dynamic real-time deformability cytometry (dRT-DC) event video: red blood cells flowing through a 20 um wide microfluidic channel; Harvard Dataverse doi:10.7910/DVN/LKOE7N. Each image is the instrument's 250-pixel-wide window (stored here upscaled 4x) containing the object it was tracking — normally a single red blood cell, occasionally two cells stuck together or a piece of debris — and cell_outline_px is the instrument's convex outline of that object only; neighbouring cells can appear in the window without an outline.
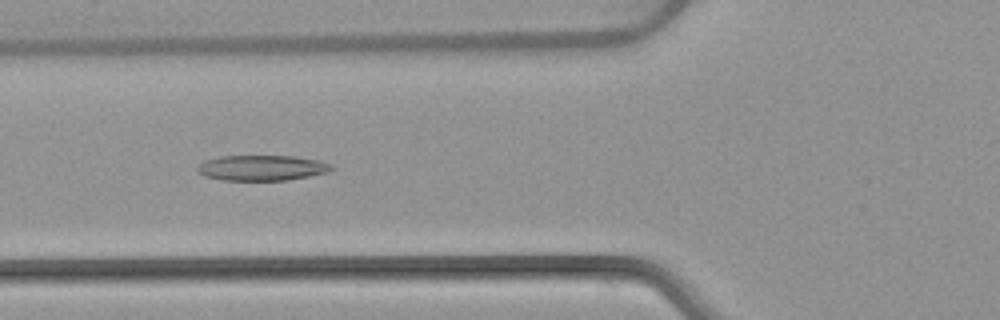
{"species": "common noctule bat (a hibernating species)", "species_latin": "Nyctalus noctula", "temperature_condition": "warm", "stored_images_in_passage": 53, "camera_frame_rate_fps": 3000, "um_per_image_px": 0.085, "animal": {"sex": "female", "body_mass_g": 22.7, "forearm_length_mm": 54.2}, "frame": {"image": 1, "passage_image": 20, "time_ms": 6.333, "image_size_px": [1000, 320], "cell_outline_px": [[336, 168], [328, 172], [288, 180], [220, 180], [204, 176], [196, 172], [196, 168], [204, 160], [220, 156], [296, 156], [316, 160], [332, 164]], "centroid_in_image_um": [22.24, 14.27], "position_along_channel_um": 103.6, "area_um2": 20.0}}
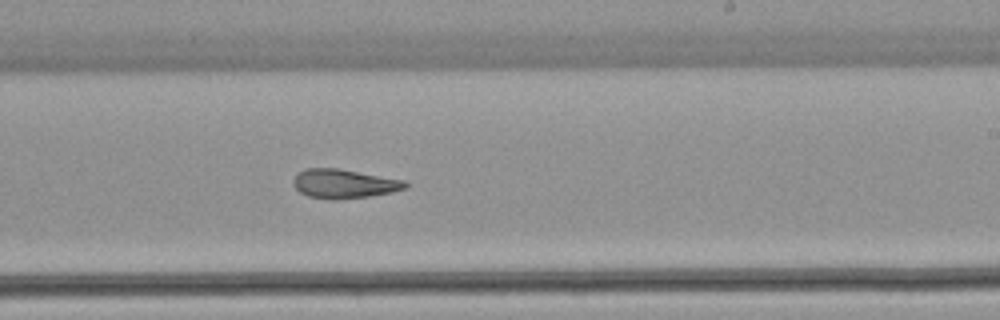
{"frame": {"image": 2, "passage_image": 32, "time_ms": 10.333, "image_size_px": [1000, 320], "cell_outline_px": [[408, 188], [392, 192], [368, 196], [336, 200], [332, 200], [308, 196], [300, 192], [292, 184], [292, 180], [296, 172], [304, 168], [340, 168], [404, 180], [408, 184]], "centroid_in_image_um": [29.21, 15.61], "position_along_channel_um": 259.8, "area_um2": 19.25}}
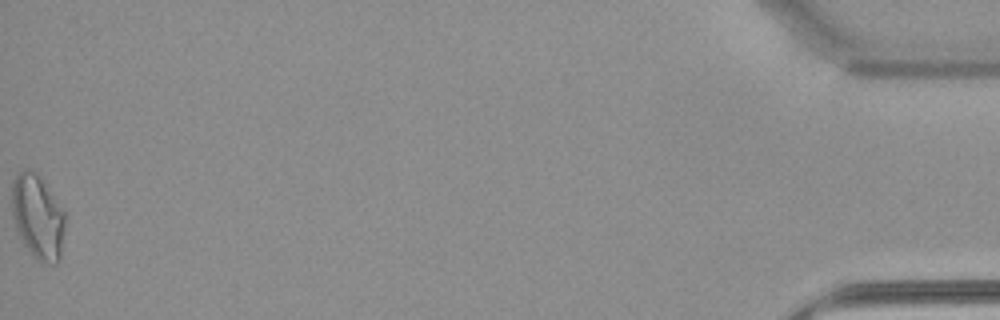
{"frame": {"image": 3, "passage_image": 53, "time_ms": 17.333, "image_size_px": [1000, 320], "cell_outline_px": [[64, 232], [60, 260], [56, 264], [48, 264], [36, 260], [32, 256], [20, 240], [16, 232], [12, 216], [12, 180], [24, 168], [28, 168], [36, 172], [64, 212]], "centroid_in_image_um": [3.18, 18.48], "position_along_channel_um": 432.0, "area_um2": 26.3}, "authors_computed_cell_mechanics": {"area_um2": 21.097, "velocity_mm_per_s": 3.9084, "shape_relaxation_time_tau1_ms": null, "shape_relaxation_time_tau2_ms": 5.3732, "deformation_change_tau1": null, "deformation_change_tau2": 0.1648}}